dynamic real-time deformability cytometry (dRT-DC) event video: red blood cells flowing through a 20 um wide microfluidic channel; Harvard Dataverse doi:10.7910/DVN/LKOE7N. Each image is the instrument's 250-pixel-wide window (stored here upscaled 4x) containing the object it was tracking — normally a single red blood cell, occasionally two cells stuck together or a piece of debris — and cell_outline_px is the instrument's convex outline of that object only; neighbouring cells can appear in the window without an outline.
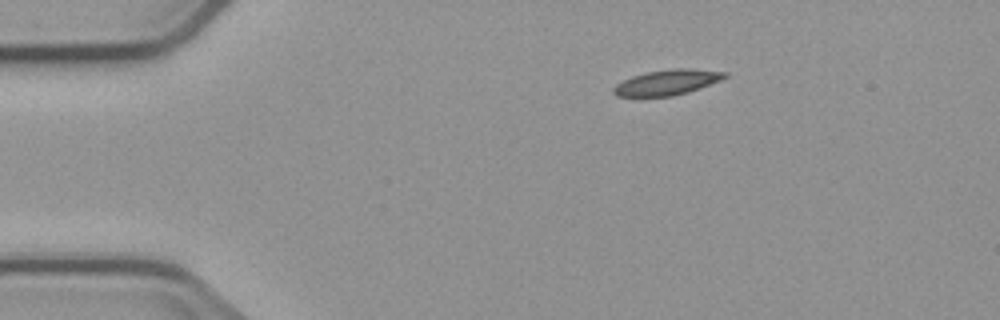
{"species": "common noctule bat (a hibernating species)", "species_latin": "Nyctalus noctula", "temperature_condition": "cold", "stored_images_in_passage": 10, "camera_frame_rate_fps": 3000, "um_per_image_px": 0.085, "animal": {"sex": "male", "body_mass_g": 23.1, "forearm_length_mm": 52.7}, "frame": {"image": 1, "passage_image": 1, "time_ms": 0.0, "image_size_px": [1000, 320], "cell_outline_px": [[728, 76], [720, 80], [700, 88], [688, 92], [672, 96], [616, 96], [612, 92], [612, 88], [616, 84], [632, 76], [648, 72], [672, 68], [692, 68], [728, 72]], "centroid_in_image_um": [56.72, 6.99], "position_along_channel_um": 28.3, "area_um2": 16.42}}
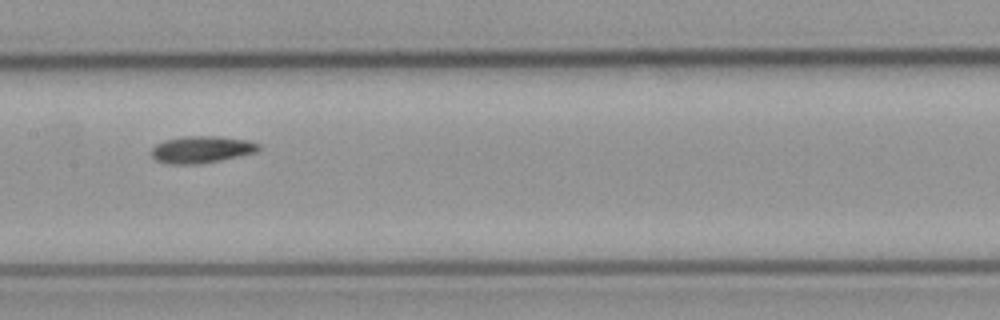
{"frame": {"image": 2, "passage_image": 6, "time_ms": 6.0, "image_size_px": [1000, 320], "cell_outline_px": [[260, 148], [256, 152], [240, 156], [200, 164], [168, 164], [156, 160], [152, 156], [152, 148], [156, 144], [164, 140], [184, 136], [216, 136], [248, 140], [260, 144]], "centroid_in_image_um": [17.13, 12.71], "position_along_channel_um": 190.3, "area_um2": 16.88}}
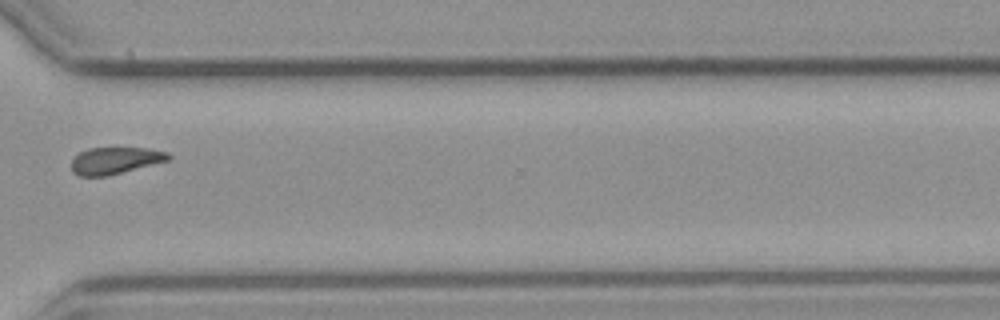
{"frame": {"image": 3, "passage_image": 10, "time_ms": 10.667, "image_size_px": [1000, 320], "cell_outline_px": [[172, 156], [168, 160], [108, 176], [80, 176], [72, 172], [72, 160], [80, 152], [88, 148], [148, 148], [168, 152]], "centroid_in_image_um": [9.79, 13.64], "position_along_channel_um": 360.8, "area_um2": 15.09}}